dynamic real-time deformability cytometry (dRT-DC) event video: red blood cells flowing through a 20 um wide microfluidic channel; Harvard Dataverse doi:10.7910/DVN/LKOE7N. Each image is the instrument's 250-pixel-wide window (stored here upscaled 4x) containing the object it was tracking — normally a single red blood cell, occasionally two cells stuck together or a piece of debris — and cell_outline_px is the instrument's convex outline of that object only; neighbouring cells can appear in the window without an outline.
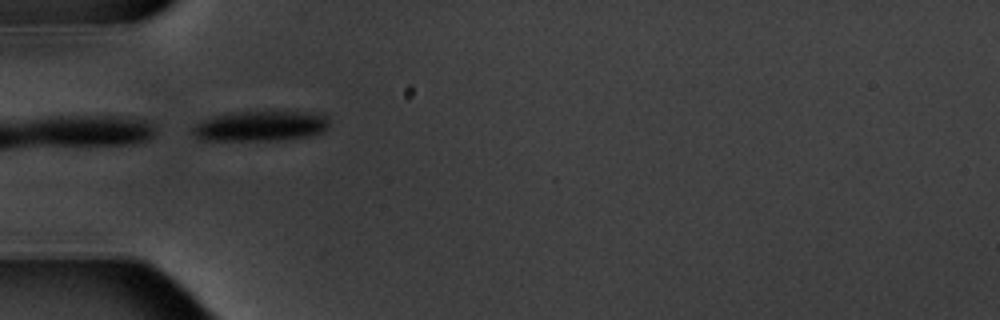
{"species": "common noctule bat (a hibernating species)", "species_latin": "Nyctalus noctula", "temperature_condition": "warm", "stored_images_in_passage": 15, "camera_frame_rate_fps": 3000, "um_per_image_px": 0.085, "animal": {"sex": "male", "body_mass_g": 20.1, "forearm_length_mm": 53.5}, "frame": {"image": 1, "passage_image": 5, "time_ms": 5.333, "image_size_px": [1000, 320], "cell_outline_px": [[328, 128], [324, 132], [316, 136], [276, 140], [200, 140], [192, 132], [192, 128], [200, 120], [212, 116], [232, 112], [312, 112], [328, 116]], "centroid_in_image_um": [22.17, 10.71], "position_along_channel_um": 62.8, "area_um2": 24.33}}
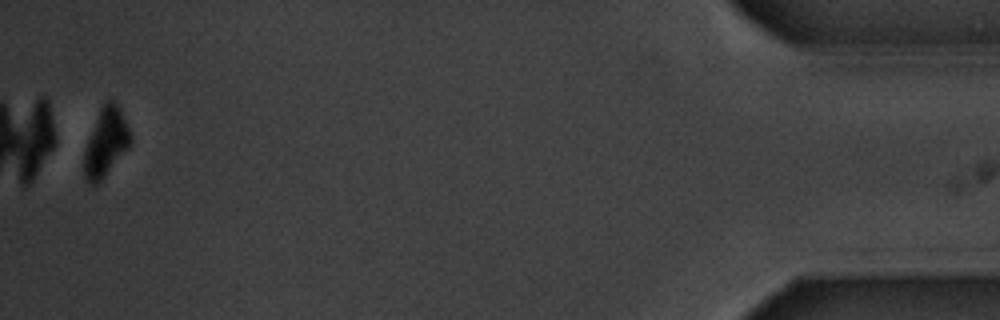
{"frame": {"image": 2, "passage_image": 15, "time_ms": 18.0, "image_size_px": [1000, 320], "cell_outline_px": [[132, 144], [104, 176], [96, 184], [92, 184], [84, 176], [84, 152], [88, 140], [100, 108], [108, 100], [112, 100], [120, 108], [132, 136]], "centroid_in_image_um": [9.02, 12.08], "position_along_channel_um": 426.2, "area_um2": 18.03}, "authors_computed_cell_mechanics": {"area_um2": 27.0504, "velocity_mm_per_s": 3.5208, "shape_relaxation_time_tau1_ms": 1.4219, "shape_relaxation_time_tau2_ms": null, "deformation_change_tau1": 0.0626, "deformation_change_tau2": null}}